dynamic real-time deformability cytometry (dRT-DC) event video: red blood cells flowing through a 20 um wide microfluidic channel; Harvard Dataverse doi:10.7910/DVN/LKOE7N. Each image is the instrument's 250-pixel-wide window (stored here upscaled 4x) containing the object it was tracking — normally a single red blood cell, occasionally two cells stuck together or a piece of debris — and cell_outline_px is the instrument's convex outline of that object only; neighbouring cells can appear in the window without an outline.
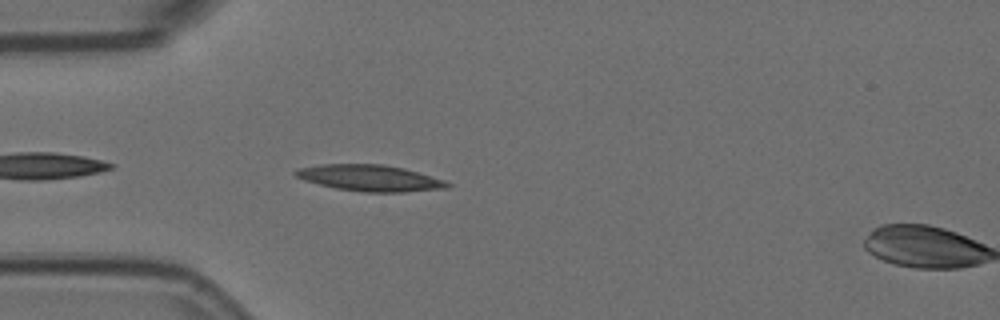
{"species": "Egyptian fruit bat (a non-hibernating species)", "species_latin": "Rousettus aegyptiacus", "temperature_condition": "room temperature", "stored_images_in_passage": 4, "camera_frame_rate_fps": 3000, "um_per_image_px": 0.085, "animal": {"sex": "female"}, "frame": {"image": 1, "passage_image": 3, "time_ms": 0.667, "image_size_px": [1000, 320], "cell_outline_px": [[452, 184], [448, 188], [404, 192], [364, 192], [336, 188], [304, 180], [296, 176], [292, 172], [296, 168], [320, 164], [384, 164], [404, 168], [444, 180]], "centroid_in_image_um": [31.43, 15.12], "position_along_channel_um": 53.6, "area_um2": 23.24}}